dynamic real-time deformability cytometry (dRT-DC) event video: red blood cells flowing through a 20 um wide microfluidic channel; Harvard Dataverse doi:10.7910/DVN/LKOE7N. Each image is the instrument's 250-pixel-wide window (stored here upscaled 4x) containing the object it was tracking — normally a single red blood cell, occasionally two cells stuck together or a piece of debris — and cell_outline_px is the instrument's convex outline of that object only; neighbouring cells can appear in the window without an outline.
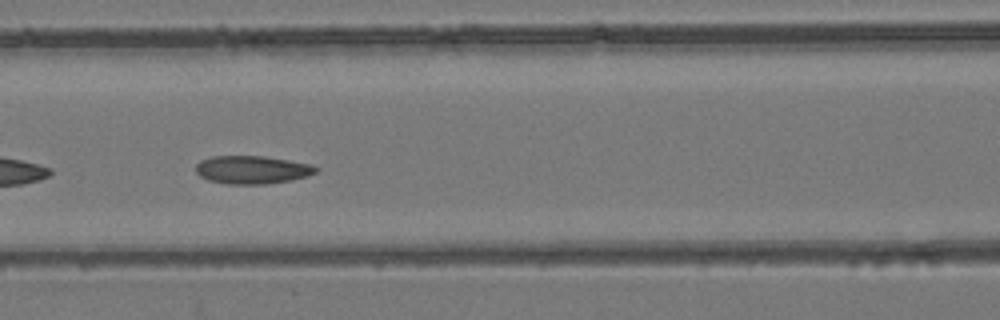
{"species": "common noctule bat (a hibernating species)", "species_latin": "Nyctalus noctula", "temperature_condition": "room temperature", "stored_images_in_passage": 54, "camera_frame_rate_fps": 3000, "um_per_image_px": 0.085, "animal": {"sex": "female", "body_mass_g": 24.6, "forearm_length_mm": 56.2}, "frame": {"image": 1, "passage_image": 24, "time_ms": 7.667, "image_size_px": [1000, 320], "cell_outline_px": [[320, 168], [316, 172], [308, 176], [288, 180], [264, 184], [228, 184], [208, 180], [200, 176], [196, 172], [196, 164], [200, 160], [212, 156], [264, 156], [312, 164]], "centroid_in_image_um": [21.43, 14.42], "position_along_channel_um": 145.2, "area_um2": 19.65}}
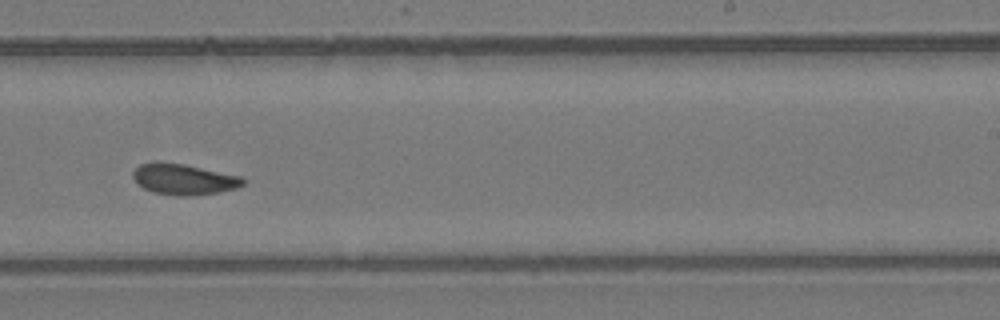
{"frame": {"image": 2, "passage_image": 34, "time_ms": 11.0, "image_size_px": [1000, 320], "cell_outline_px": [[244, 184], [236, 188], [220, 192], [188, 196], [176, 196], [152, 192], [144, 188], [132, 176], [132, 172], [140, 164], [156, 160], [184, 164], [240, 176], [244, 180]], "centroid_in_image_um": [15.59, 15.23], "position_along_channel_um": 273.4, "area_um2": 19.83}}
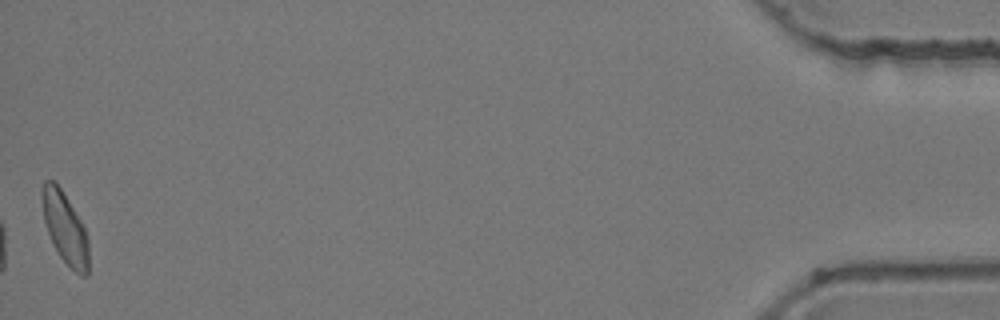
{"frame": {"image": 3, "passage_image": 54, "time_ms": 17.667, "image_size_px": [1000, 320], "cell_outline_px": [[88, 276], [80, 276], [60, 256], [48, 232], [44, 220], [40, 196], [40, 192], [44, 180], [52, 180], [60, 188], [80, 220], [88, 236]], "centroid_in_image_um": [5.51, 19.36], "position_along_channel_um": 429.7, "area_um2": 19.02}, "authors_computed_cell_mechanics": {"area_um2": 19.7676, "velocity_mm_per_s": 3.8582, "shape_relaxation_time_tau1_ms": null, "shape_relaxation_time_tau2_ms": 2.2551, "deformation_change_tau1": null, "deformation_change_tau2": 0.0799}}